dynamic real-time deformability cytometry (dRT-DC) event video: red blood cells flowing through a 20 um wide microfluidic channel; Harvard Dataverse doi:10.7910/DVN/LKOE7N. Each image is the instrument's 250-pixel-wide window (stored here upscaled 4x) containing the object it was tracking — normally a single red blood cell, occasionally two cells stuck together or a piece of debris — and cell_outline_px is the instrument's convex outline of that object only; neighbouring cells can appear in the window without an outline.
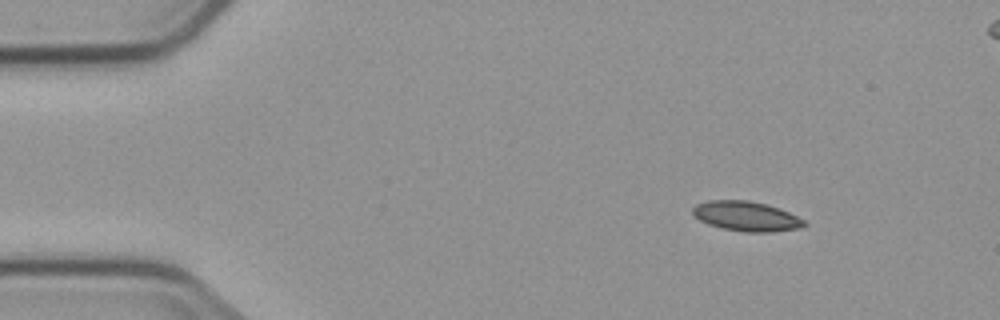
{"species": "common noctule bat (a hibernating species)", "species_latin": "Nyctalus noctula", "temperature_condition": "cold", "stored_images_in_passage": 4, "segment_of_instrument_passage": [1, 2], "camera_frame_rate_fps": 3000, "um_per_image_px": 0.085, "animal": {"sex": "male", "body_mass_g": 23.1, "forearm_length_mm": 52.7}, "frame": {"image": 1, "passage_image": 1, "time_ms": 0.0, "image_size_px": [1000, 320], "cell_outline_px": [[808, 224], [800, 228], [772, 232], [744, 232], [724, 228], [708, 224], [700, 220], [692, 212], [692, 208], [696, 204], [708, 200], [748, 200], [780, 208], [804, 220]], "centroid_in_image_um": [63.44, 18.38], "position_along_channel_um": 21.6, "area_um2": 19.25}}